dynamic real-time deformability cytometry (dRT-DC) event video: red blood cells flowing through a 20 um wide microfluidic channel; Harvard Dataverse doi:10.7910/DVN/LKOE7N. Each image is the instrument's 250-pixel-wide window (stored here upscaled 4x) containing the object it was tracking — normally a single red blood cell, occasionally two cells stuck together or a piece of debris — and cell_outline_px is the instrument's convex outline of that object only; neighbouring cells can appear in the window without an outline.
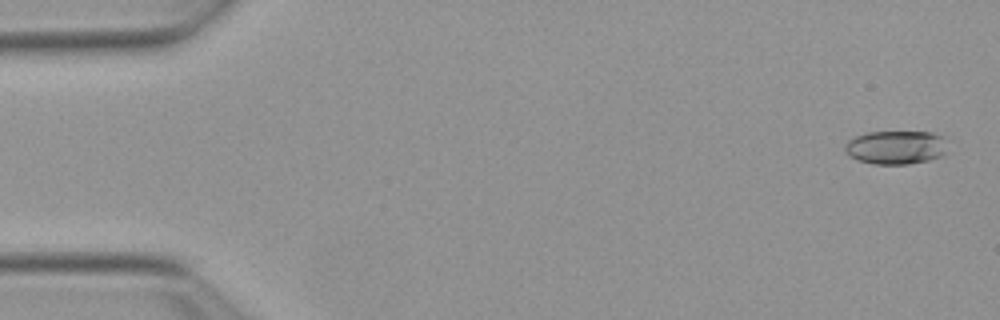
{"species": "Egyptian fruit bat (a non-hibernating species)", "species_latin": "Rousettus aegyptiacus", "temperature_condition": "warm", "stored_images_in_passage": 13, "camera_frame_rate_fps": 3000, "um_per_image_px": 0.085, "animal": {"sex": "female"}, "frame": {"image": 1, "passage_image": 2, "time_ms": 0.333, "image_size_px": [1000, 320], "cell_outline_px": [[948, 152], [944, 156], [928, 160], [908, 164], [872, 164], [856, 160], [848, 156], [844, 152], [844, 144], [848, 140], [856, 136], [868, 132], [932, 132], [940, 136]], "centroid_in_image_um": [76.1, 12.54], "position_along_channel_um": 8.9, "area_um2": 20.29}}